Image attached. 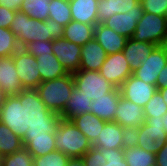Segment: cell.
<instances>
[{"label": "cell", "mask_w": 167, "mask_h": 166, "mask_svg": "<svg viewBox=\"0 0 167 166\" xmlns=\"http://www.w3.org/2000/svg\"><path fill=\"white\" fill-rule=\"evenodd\" d=\"M9 29L16 36L21 48L33 41H53L64 36V27L54 20L40 21L21 11L15 12Z\"/></svg>", "instance_id": "1"}, {"label": "cell", "mask_w": 167, "mask_h": 166, "mask_svg": "<svg viewBox=\"0 0 167 166\" xmlns=\"http://www.w3.org/2000/svg\"><path fill=\"white\" fill-rule=\"evenodd\" d=\"M28 126L25 136L55 133L62 119L60 115L47 109L36 89H27Z\"/></svg>", "instance_id": "2"}, {"label": "cell", "mask_w": 167, "mask_h": 166, "mask_svg": "<svg viewBox=\"0 0 167 166\" xmlns=\"http://www.w3.org/2000/svg\"><path fill=\"white\" fill-rule=\"evenodd\" d=\"M74 86L73 75L68 73L57 79L42 81L36 90L47 109L60 115L70 99Z\"/></svg>", "instance_id": "3"}, {"label": "cell", "mask_w": 167, "mask_h": 166, "mask_svg": "<svg viewBox=\"0 0 167 166\" xmlns=\"http://www.w3.org/2000/svg\"><path fill=\"white\" fill-rule=\"evenodd\" d=\"M0 122L8 126L11 131L23 138L28 126L27 89L18 94L7 95L0 107Z\"/></svg>", "instance_id": "4"}, {"label": "cell", "mask_w": 167, "mask_h": 166, "mask_svg": "<svg viewBox=\"0 0 167 166\" xmlns=\"http://www.w3.org/2000/svg\"><path fill=\"white\" fill-rule=\"evenodd\" d=\"M54 136L55 149L69 158L82 157L92 147L88 138L68 120H60Z\"/></svg>", "instance_id": "5"}, {"label": "cell", "mask_w": 167, "mask_h": 166, "mask_svg": "<svg viewBox=\"0 0 167 166\" xmlns=\"http://www.w3.org/2000/svg\"><path fill=\"white\" fill-rule=\"evenodd\" d=\"M167 38V22L164 16L144 12L138 20L133 40L163 45Z\"/></svg>", "instance_id": "6"}, {"label": "cell", "mask_w": 167, "mask_h": 166, "mask_svg": "<svg viewBox=\"0 0 167 166\" xmlns=\"http://www.w3.org/2000/svg\"><path fill=\"white\" fill-rule=\"evenodd\" d=\"M72 75L75 87L92 101L103 97L116 88L99 71L78 70Z\"/></svg>", "instance_id": "7"}, {"label": "cell", "mask_w": 167, "mask_h": 166, "mask_svg": "<svg viewBox=\"0 0 167 166\" xmlns=\"http://www.w3.org/2000/svg\"><path fill=\"white\" fill-rule=\"evenodd\" d=\"M16 73L25 89H36L41 83V76L36 58L20 48L14 55Z\"/></svg>", "instance_id": "8"}, {"label": "cell", "mask_w": 167, "mask_h": 166, "mask_svg": "<svg viewBox=\"0 0 167 166\" xmlns=\"http://www.w3.org/2000/svg\"><path fill=\"white\" fill-rule=\"evenodd\" d=\"M167 64V51L163 45L156 46L148 58H144L133 75L145 83L156 86L159 72Z\"/></svg>", "instance_id": "9"}, {"label": "cell", "mask_w": 167, "mask_h": 166, "mask_svg": "<svg viewBox=\"0 0 167 166\" xmlns=\"http://www.w3.org/2000/svg\"><path fill=\"white\" fill-rule=\"evenodd\" d=\"M99 72L116 88H120L124 81L133 74L122 51L107 55Z\"/></svg>", "instance_id": "10"}, {"label": "cell", "mask_w": 167, "mask_h": 166, "mask_svg": "<svg viewBox=\"0 0 167 166\" xmlns=\"http://www.w3.org/2000/svg\"><path fill=\"white\" fill-rule=\"evenodd\" d=\"M130 141V133L115 121L105 122L92 147L97 149H124Z\"/></svg>", "instance_id": "11"}, {"label": "cell", "mask_w": 167, "mask_h": 166, "mask_svg": "<svg viewBox=\"0 0 167 166\" xmlns=\"http://www.w3.org/2000/svg\"><path fill=\"white\" fill-rule=\"evenodd\" d=\"M121 96L144 107L157 91L156 86L145 83L133 74L120 86Z\"/></svg>", "instance_id": "12"}, {"label": "cell", "mask_w": 167, "mask_h": 166, "mask_svg": "<svg viewBox=\"0 0 167 166\" xmlns=\"http://www.w3.org/2000/svg\"><path fill=\"white\" fill-rule=\"evenodd\" d=\"M114 121L131 133L145 122L144 108L120 96Z\"/></svg>", "instance_id": "13"}, {"label": "cell", "mask_w": 167, "mask_h": 166, "mask_svg": "<svg viewBox=\"0 0 167 166\" xmlns=\"http://www.w3.org/2000/svg\"><path fill=\"white\" fill-rule=\"evenodd\" d=\"M52 51L68 73L79 70L81 63V46L64 38L52 41Z\"/></svg>", "instance_id": "14"}, {"label": "cell", "mask_w": 167, "mask_h": 166, "mask_svg": "<svg viewBox=\"0 0 167 166\" xmlns=\"http://www.w3.org/2000/svg\"><path fill=\"white\" fill-rule=\"evenodd\" d=\"M86 166H128L124 149H97L91 147L83 156Z\"/></svg>", "instance_id": "15"}, {"label": "cell", "mask_w": 167, "mask_h": 166, "mask_svg": "<svg viewBox=\"0 0 167 166\" xmlns=\"http://www.w3.org/2000/svg\"><path fill=\"white\" fill-rule=\"evenodd\" d=\"M144 14L143 7L136 12H126L114 14L110 18L102 22L108 28H111L116 33L125 36L126 38H132L138 20Z\"/></svg>", "instance_id": "16"}, {"label": "cell", "mask_w": 167, "mask_h": 166, "mask_svg": "<svg viewBox=\"0 0 167 166\" xmlns=\"http://www.w3.org/2000/svg\"><path fill=\"white\" fill-rule=\"evenodd\" d=\"M18 76L13 55L0 58V86L6 95H15L25 89Z\"/></svg>", "instance_id": "17"}, {"label": "cell", "mask_w": 167, "mask_h": 166, "mask_svg": "<svg viewBox=\"0 0 167 166\" xmlns=\"http://www.w3.org/2000/svg\"><path fill=\"white\" fill-rule=\"evenodd\" d=\"M107 53L95 38L81 46V63L79 70L99 71Z\"/></svg>", "instance_id": "18"}, {"label": "cell", "mask_w": 167, "mask_h": 166, "mask_svg": "<svg viewBox=\"0 0 167 166\" xmlns=\"http://www.w3.org/2000/svg\"><path fill=\"white\" fill-rule=\"evenodd\" d=\"M94 38L103 47L107 55L121 52L128 39L102 23L95 25Z\"/></svg>", "instance_id": "19"}, {"label": "cell", "mask_w": 167, "mask_h": 166, "mask_svg": "<svg viewBox=\"0 0 167 166\" xmlns=\"http://www.w3.org/2000/svg\"><path fill=\"white\" fill-rule=\"evenodd\" d=\"M120 96V89L115 88L103 97L93 100L91 102V113L106 122L114 121Z\"/></svg>", "instance_id": "20"}, {"label": "cell", "mask_w": 167, "mask_h": 166, "mask_svg": "<svg viewBox=\"0 0 167 166\" xmlns=\"http://www.w3.org/2000/svg\"><path fill=\"white\" fill-rule=\"evenodd\" d=\"M141 7L140 0H99L98 23H102L114 14L136 12Z\"/></svg>", "instance_id": "21"}, {"label": "cell", "mask_w": 167, "mask_h": 166, "mask_svg": "<svg viewBox=\"0 0 167 166\" xmlns=\"http://www.w3.org/2000/svg\"><path fill=\"white\" fill-rule=\"evenodd\" d=\"M99 0H69L73 21L88 25L98 24Z\"/></svg>", "instance_id": "22"}, {"label": "cell", "mask_w": 167, "mask_h": 166, "mask_svg": "<svg viewBox=\"0 0 167 166\" xmlns=\"http://www.w3.org/2000/svg\"><path fill=\"white\" fill-rule=\"evenodd\" d=\"M157 45L149 42H140L127 39L124 49L122 50L126 61L130 64L131 71L134 72L140 65L144 58H148L152 50Z\"/></svg>", "instance_id": "23"}, {"label": "cell", "mask_w": 167, "mask_h": 166, "mask_svg": "<svg viewBox=\"0 0 167 166\" xmlns=\"http://www.w3.org/2000/svg\"><path fill=\"white\" fill-rule=\"evenodd\" d=\"M91 102V99L82 94V91L74 86L70 99L63 112L60 114V117L64 120L70 121L72 118L91 112Z\"/></svg>", "instance_id": "24"}, {"label": "cell", "mask_w": 167, "mask_h": 166, "mask_svg": "<svg viewBox=\"0 0 167 166\" xmlns=\"http://www.w3.org/2000/svg\"><path fill=\"white\" fill-rule=\"evenodd\" d=\"M42 81H49L68 74L54 54H41L36 57Z\"/></svg>", "instance_id": "25"}, {"label": "cell", "mask_w": 167, "mask_h": 166, "mask_svg": "<svg viewBox=\"0 0 167 166\" xmlns=\"http://www.w3.org/2000/svg\"><path fill=\"white\" fill-rule=\"evenodd\" d=\"M70 121L88 138L91 144L96 141L106 122L91 112L72 118Z\"/></svg>", "instance_id": "26"}, {"label": "cell", "mask_w": 167, "mask_h": 166, "mask_svg": "<svg viewBox=\"0 0 167 166\" xmlns=\"http://www.w3.org/2000/svg\"><path fill=\"white\" fill-rule=\"evenodd\" d=\"M22 144L33 157H39L56 150L54 133H46V135L39 136H24Z\"/></svg>", "instance_id": "27"}, {"label": "cell", "mask_w": 167, "mask_h": 166, "mask_svg": "<svg viewBox=\"0 0 167 166\" xmlns=\"http://www.w3.org/2000/svg\"><path fill=\"white\" fill-rule=\"evenodd\" d=\"M95 25L71 21L64 27L63 38L80 46L94 38Z\"/></svg>", "instance_id": "28"}, {"label": "cell", "mask_w": 167, "mask_h": 166, "mask_svg": "<svg viewBox=\"0 0 167 166\" xmlns=\"http://www.w3.org/2000/svg\"><path fill=\"white\" fill-rule=\"evenodd\" d=\"M125 161L128 166H155L156 154L137 147L129 141L124 148Z\"/></svg>", "instance_id": "29"}, {"label": "cell", "mask_w": 167, "mask_h": 166, "mask_svg": "<svg viewBox=\"0 0 167 166\" xmlns=\"http://www.w3.org/2000/svg\"><path fill=\"white\" fill-rule=\"evenodd\" d=\"M130 141L137 147L155 154L159 148V144L152 137L151 126L146 122L130 133Z\"/></svg>", "instance_id": "30"}, {"label": "cell", "mask_w": 167, "mask_h": 166, "mask_svg": "<svg viewBox=\"0 0 167 166\" xmlns=\"http://www.w3.org/2000/svg\"><path fill=\"white\" fill-rule=\"evenodd\" d=\"M23 147L22 138L0 122V157L13 154Z\"/></svg>", "instance_id": "31"}, {"label": "cell", "mask_w": 167, "mask_h": 166, "mask_svg": "<svg viewBox=\"0 0 167 166\" xmlns=\"http://www.w3.org/2000/svg\"><path fill=\"white\" fill-rule=\"evenodd\" d=\"M51 0H23L20 11L30 18L46 21L49 18Z\"/></svg>", "instance_id": "32"}, {"label": "cell", "mask_w": 167, "mask_h": 166, "mask_svg": "<svg viewBox=\"0 0 167 166\" xmlns=\"http://www.w3.org/2000/svg\"><path fill=\"white\" fill-rule=\"evenodd\" d=\"M49 18L65 27L72 21L69 0H51Z\"/></svg>", "instance_id": "33"}, {"label": "cell", "mask_w": 167, "mask_h": 166, "mask_svg": "<svg viewBox=\"0 0 167 166\" xmlns=\"http://www.w3.org/2000/svg\"><path fill=\"white\" fill-rule=\"evenodd\" d=\"M20 48L16 36L10 29L0 27V58L12 56Z\"/></svg>", "instance_id": "34"}, {"label": "cell", "mask_w": 167, "mask_h": 166, "mask_svg": "<svg viewBox=\"0 0 167 166\" xmlns=\"http://www.w3.org/2000/svg\"><path fill=\"white\" fill-rule=\"evenodd\" d=\"M143 108L145 117L157 119V117H162L167 113V104L158 89Z\"/></svg>", "instance_id": "35"}, {"label": "cell", "mask_w": 167, "mask_h": 166, "mask_svg": "<svg viewBox=\"0 0 167 166\" xmlns=\"http://www.w3.org/2000/svg\"><path fill=\"white\" fill-rule=\"evenodd\" d=\"M0 162L2 166H31L33 156L25 147H22L13 154L1 157Z\"/></svg>", "instance_id": "36"}, {"label": "cell", "mask_w": 167, "mask_h": 166, "mask_svg": "<svg viewBox=\"0 0 167 166\" xmlns=\"http://www.w3.org/2000/svg\"><path fill=\"white\" fill-rule=\"evenodd\" d=\"M69 157L57 150L39 157H33L35 166H67Z\"/></svg>", "instance_id": "37"}, {"label": "cell", "mask_w": 167, "mask_h": 166, "mask_svg": "<svg viewBox=\"0 0 167 166\" xmlns=\"http://www.w3.org/2000/svg\"><path fill=\"white\" fill-rule=\"evenodd\" d=\"M145 122L151 126L152 137L156 140L158 144L167 142V133L163 127L162 117H145Z\"/></svg>", "instance_id": "38"}, {"label": "cell", "mask_w": 167, "mask_h": 166, "mask_svg": "<svg viewBox=\"0 0 167 166\" xmlns=\"http://www.w3.org/2000/svg\"><path fill=\"white\" fill-rule=\"evenodd\" d=\"M23 49L35 58L41 54H53L51 40L33 41L27 43Z\"/></svg>", "instance_id": "39"}, {"label": "cell", "mask_w": 167, "mask_h": 166, "mask_svg": "<svg viewBox=\"0 0 167 166\" xmlns=\"http://www.w3.org/2000/svg\"><path fill=\"white\" fill-rule=\"evenodd\" d=\"M144 12L163 16L167 6V0H140Z\"/></svg>", "instance_id": "40"}, {"label": "cell", "mask_w": 167, "mask_h": 166, "mask_svg": "<svg viewBox=\"0 0 167 166\" xmlns=\"http://www.w3.org/2000/svg\"><path fill=\"white\" fill-rule=\"evenodd\" d=\"M14 16L15 11L0 6V27L9 29Z\"/></svg>", "instance_id": "41"}, {"label": "cell", "mask_w": 167, "mask_h": 166, "mask_svg": "<svg viewBox=\"0 0 167 166\" xmlns=\"http://www.w3.org/2000/svg\"><path fill=\"white\" fill-rule=\"evenodd\" d=\"M155 166H167V142L159 144Z\"/></svg>", "instance_id": "42"}, {"label": "cell", "mask_w": 167, "mask_h": 166, "mask_svg": "<svg viewBox=\"0 0 167 166\" xmlns=\"http://www.w3.org/2000/svg\"><path fill=\"white\" fill-rule=\"evenodd\" d=\"M23 0H0V6L12 11H20Z\"/></svg>", "instance_id": "43"}, {"label": "cell", "mask_w": 167, "mask_h": 166, "mask_svg": "<svg viewBox=\"0 0 167 166\" xmlns=\"http://www.w3.org/2000/svg\"><path fill=\"white\" fill-rule=\"evenodd\" d=\"M156 88H167V64L166 66L159 72Z\"/></svg>", "instance_id": "44"}, {"label": "cell", "mask_w": 167, "mask_h": 166, "mask_svg": "<svg viewBox=\"0 0 167 166\" xmlns=\"http://www.w3.org/2000/svg\"><path fill=\"white\" fill-rule=\"evenodd\" d=\"M67 166H86L82 160V157L69 158Z\"/></svg>", "instance_id": "45"}, {"label": "cell", "mask_w": 167, "mask_h": 166, "mask_svg": "<svg viewBox=\"0 0 167 166\" xmlns=\"http://www.w3.org/2000/svg\"><path fill=\"white\" fill-rule=\"evenodd\" d=\"M6 96L7 95L3 92V89L0 86V107L4 103V100H5Z\"/></svg>", "instance_id": "46"}, {"label": "cell", "mask_w": 167, "mask_h": 166, "mask_svg": "<svg viewBox=\"0 0 167 166\" xmlns=\"http://www.w3.org/2000/svg\"><path fill=\"white\" fill-rule=\"evenodd\" d=\"M164 98V102L167 104V88L158 89Z\"/></svg>", "instance_id": "47"}, {"label": "cell", "mask_w": 167, "mask_h": 166, "mask_svg": "<svg viewBox=\"0 0 167 166\" xmlns=\"http://www.w3.org/2000/svg\"><path fill=\"white\" fill-rule=\"evenodd\" d=\"M162 121H163L164 130L167 133V113L164 116H162Z\"/></svg>", "instance_id": "48"}, {"label": "cell", "mask_w": 167, "mask_h": 166, "mask_svg": "<svg viewBox=\"0 0 167 166\" xmlns=\"http://www.w3.org/2000/svg\"><path fill=\"white\" fill-rule=\"evenodd\" d=\"M164 18H165V21L167 22V6H166V10H165V12H164Z\"/></svg>", "instance_id": "49"}, {"label": "cell", "mask_w": 167, "mask_h": 166, "mask_svg": "<svg viewBox=\"0 0 167 166\" xmlns=\"http://www.w3.org/2000/svg\"><path fill=\"white\" fill-rule=\"evenodd\" d=\"M163 46L165 47V49L167 51V38H166L165 43L163 44Z\"/></svg>", "instance_id": "50"}]
</instances>
